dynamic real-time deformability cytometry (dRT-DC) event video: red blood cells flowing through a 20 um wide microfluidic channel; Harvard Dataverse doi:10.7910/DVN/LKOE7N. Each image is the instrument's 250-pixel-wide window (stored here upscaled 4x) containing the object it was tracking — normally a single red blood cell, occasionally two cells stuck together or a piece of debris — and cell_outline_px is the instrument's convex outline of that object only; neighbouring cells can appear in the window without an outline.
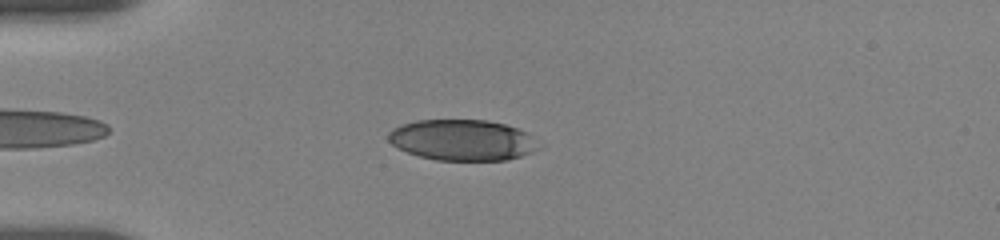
{"species": "human", "species_latin": "Homo sapiens", "temperature_condition": "room temperature", "stored_images_in_passage": 24, "camera_frame_rate_fps": 3000, "um_per_image_px": 0.085, "donor": {"sex": "female"}, "frame": {"image": 1, "passage_image": 5, "time_ms": 1.667, "image_size_px": [1000, 240], "cell_outline_px": [[536, 148], [532, 152], [508, 160], [436, 160], [420, 156], [408, 152], [392, 144], [388, 140], [388, 132], [392, 128], [400, 124], [416, 120], [488, 120], [504, 124], [516, 128], [524, 132], [536, 144]], "centroid_in_image_um": [39.21, 11.9], "position_along_channel_um": 45.8, "area_um2": 35.37}}
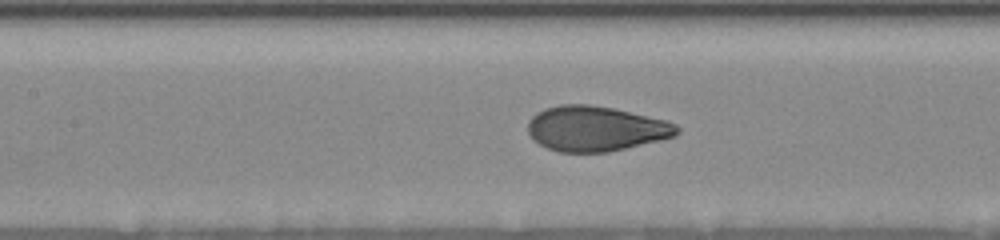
{"frame": {"image": 2, "passage_image": 14, "time_ms": 5.333, "image_size_px": [1000, 240], "cell_outline_px": [[680, 132], [676, 136], [660, 140], [608, 152], [560, 152], [548, 148], [532, 140], [528, 132], [528, 120], [536, 112], [544, 108], [560, 104], [588, 104], [612, 108], [668, 120], [676, 124], [680, 128]], "centroid_in_image_um": [50.63, 10.93], "position_along_channel_um": 156.8, "area_um2": 39.42}}
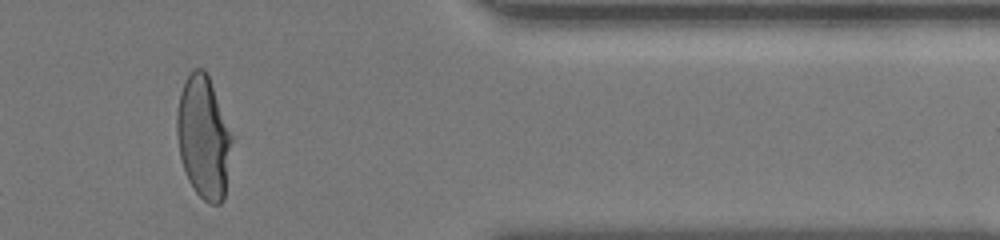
{"frame": {"image": 3, "passage_image": 21, "time_ms": 12.333, "image_size_px": [1000, 240], "cell_outline_px": [[232, 140], [224, 200], [220, 204], [208, 204], [196, 192], [188, 180], [180, 156], [176, 132], [176, 116], [180, 92], [192, 68], [204, 68], [208, 72], [232, 136]], "centroid_in_image_um": [17.29, 11.65], "position_along_channel_um": 394.1, "area_um2": 39.25}, "authors_computed_cell_mechanics": {"area_um2": 39.3329, "velocity_mm_per_s": 3.6891, "shape_relaxation_time_tau1_ms": 4.3404, "shape_relaxation_time_tau2_ms": null, "deformation_change_tau1": 0.1903, "deformation_change_tau2": null}}